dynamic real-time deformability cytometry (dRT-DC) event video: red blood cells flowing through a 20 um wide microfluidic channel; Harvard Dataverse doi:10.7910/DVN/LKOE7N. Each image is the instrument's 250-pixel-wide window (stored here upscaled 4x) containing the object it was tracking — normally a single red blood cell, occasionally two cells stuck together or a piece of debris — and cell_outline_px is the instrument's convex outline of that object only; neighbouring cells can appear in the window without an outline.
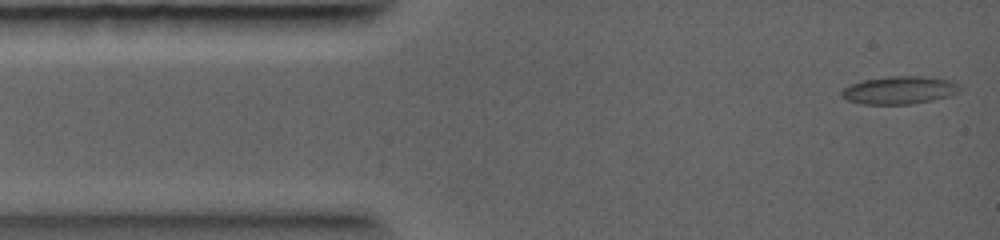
{"species": "common noctule bat (a hibernating species)", "species_latin": "Nyctalus noctula", "temperature_condition": "warm", "stored_images_in_passage": 24, "camera_frame_rate_fps": 5000, "um_per_image_px": 0.085, "animal": {"sex": "female", "body_mass_g": 19.0, "forearm_length_mm": 56.7}, "frame": {"image": 1, "passage_image": 1, "time_ms": 0.0, "image_size_px": [1000, 240], "cell_outline_px": [[964, 88], [960, 92], [948, 96], [932, 100], [912, 104], [864, 104], [848, 100], [840, 96], [840, 92], [848, 84], [864, 80], [888, 76], [920, 76], [948, 80]], "centroid_in_image_um": [76.43, 7.66], "position_along_channel_um": 8.6, "area_um2": 19.19}}
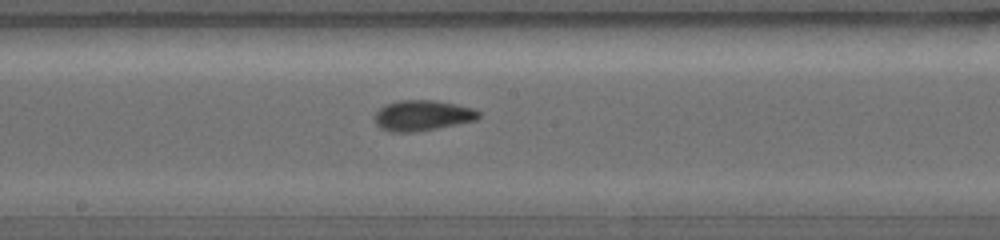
{"frame": {"image": 2, "passage_image": 11, "time_ms": 4.4, "image_size_px": [1000, 240], "cell_outline_px": [[480, 116], [476, 120], [436, 128], [412, 132], [392, 132], [380, 128], [376, 124], [376, 112], [384, 104], [400, 100], [432, 100], [456, 104], [476, 108], [480, 112]], "centroid_in_image_um": [35.92, 9.8], "position_along_channel_um": 212.3, "area_um2": 18.44}}
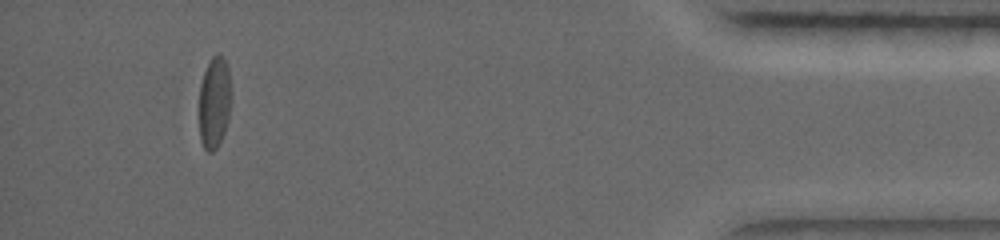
{"frame": {"image": 3, "passage_image": 21, "time_ms": 8.8, "image_size_px": [1000, 240], "cell_outline_px": [[232, 100], [224, 132], [216, 148], [212, 152], [208, 152], [204, 148], [200, 140], [200, 84], [204, 72], [212, 56], [220, 52], [228, 68]], "centroid_in_image_um": [18.23, 8.69], "position_along_channel_um": 417.0, "area_um2": 17.05}}